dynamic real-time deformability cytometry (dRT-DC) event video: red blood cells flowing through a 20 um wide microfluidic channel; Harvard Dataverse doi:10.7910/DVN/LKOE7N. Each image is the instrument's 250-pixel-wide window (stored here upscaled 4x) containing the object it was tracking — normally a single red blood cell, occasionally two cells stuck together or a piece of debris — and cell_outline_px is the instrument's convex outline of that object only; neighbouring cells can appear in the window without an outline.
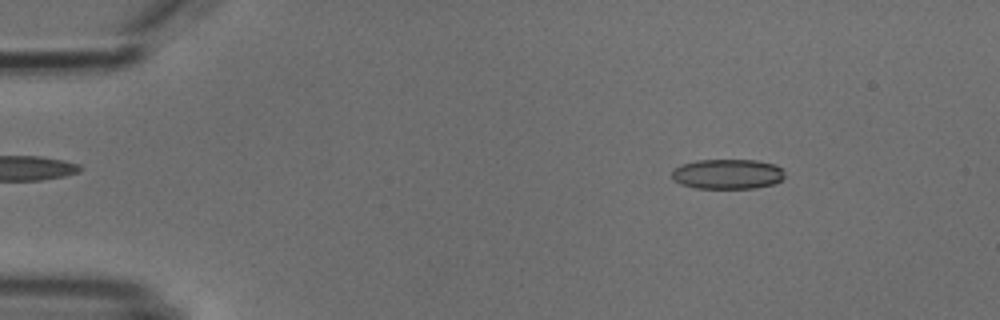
{"species": "common noctule bat (a hibernating species)", "species_latin": "Nyctalus noctula", "temperature_condition": "cold", "stored_images_in_passage": 5, "camera_frame_rate_fps": 3000, "um_per_image_px": 0.085, "animal": {"sex": "male", "body_mass_g": 18.8}, "frame": {"image": 1, "passage_image": 2, "time_ms": 1.333, "image_size_px": [1000, 320], "cell_outline_px": [[784, 176], [780, 180], [772, 184], [756, 188], [696, 188], [680, 184], [672, 180], [672, 168], [680, 164], [696, 160], [756, 160], [776, 164], [784, 172]], "centroid_in_image_um": [61.79, 14.79], "position_along_channel_um": 23.2, "area_um2": 19.88}}
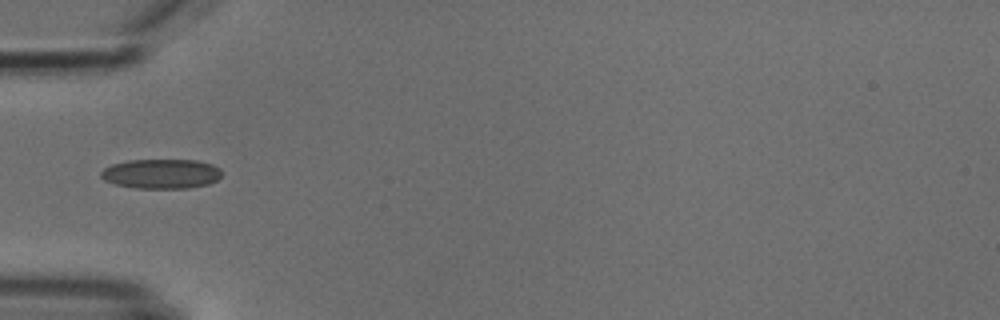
{"frame": {"image": 2, "passage_image": 5, "time_ms": 4.667, "image_size_px": [1000, 320], "cell_outline_px": [[220, 176], [216, 180], [208, 184], [188, 188], [136, 188], [116, 184], [104, 180], [100, 176], [100, 172], [104, 168], [112, 164], [128, 160], [196, 160], [212, 164], [220, 168]], "centroid_in_image_um": [13.69, 14.77], "position_along_channel_um": 71.3, "area_um2": 20.81}}